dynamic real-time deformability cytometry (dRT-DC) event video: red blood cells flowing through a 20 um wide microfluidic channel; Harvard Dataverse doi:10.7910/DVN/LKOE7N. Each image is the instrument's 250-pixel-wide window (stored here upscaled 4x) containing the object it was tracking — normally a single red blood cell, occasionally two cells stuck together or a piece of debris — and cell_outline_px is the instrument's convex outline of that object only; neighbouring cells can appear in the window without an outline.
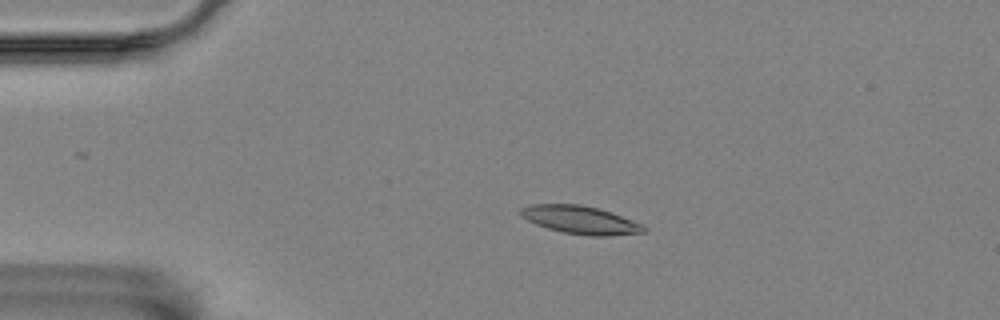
{"species": "Egyptian fruit bat (a non-hibernating species)", "species_latin": "Rousettus aegyptiacus", "temperature_condition": "room temperature", "stored_images_in_passage": 6, "camera_frame_rate_fps": 3000, "um_per_image_px": 0.085, "animal": {"sex": "female"}, "frame": {"image": 1, "passage_image": 4, "time_ms": 1.0, "image_size_px": [1000, 320], "cell_outline_px": [[648, 228], [644, 232], [608, 236], [588, 236], [564, 232], [548, 228], [536, 224], [520, 216], [520, 208], [532, 204], [580, 204], [612, 212], [644, 224]], "centroid_in_image_um": [49.37, 18.69], "position_along_channel_um": 35.6, "area_um2": 20.17}}